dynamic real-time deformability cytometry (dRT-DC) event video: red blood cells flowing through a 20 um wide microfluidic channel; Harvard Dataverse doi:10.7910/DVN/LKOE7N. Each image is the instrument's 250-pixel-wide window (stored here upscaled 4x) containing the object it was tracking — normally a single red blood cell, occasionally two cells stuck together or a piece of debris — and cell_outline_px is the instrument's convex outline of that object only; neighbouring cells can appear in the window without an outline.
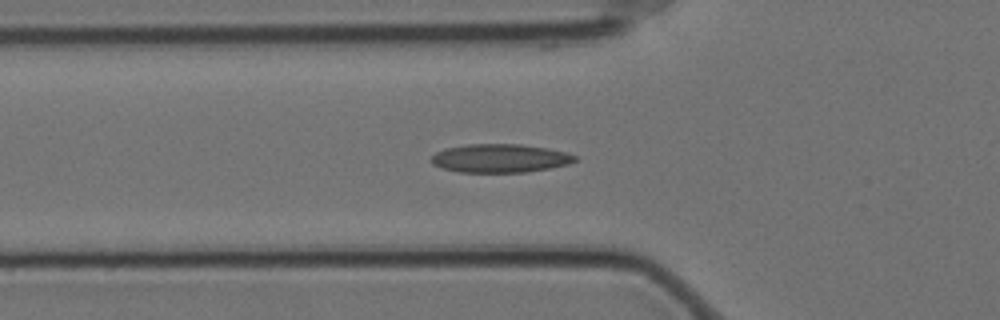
{"species": "Egyptian fruit bat (a non-hibernating species)", "species_latin": "Rousettus aegyptiacus", "temperature_condition": "cold", "stored_images_in_passage": 33, "camera_frame_rate_fps": 3000, "um_per_image_px": 0.085, "animal": {"sex": "female"}, "frame": {"image": 1, "passage_image": 2, "time_ms": 0.333, "image_size_px": [1000, 320], "cell_outline_px": [[576, 160], [568, 164], [552, 168], [528, 172], [460, 172], [440, 168], [432, 164], [432, 156], [436, 152], [444, 148], [468, 144], [520, 144], [548, 148], [568, 152], [576, 156]], "centroid_in_image_um": [42.51, 13.45], "position_along_channel_um": 83.3, "area_um2": 24.04}}
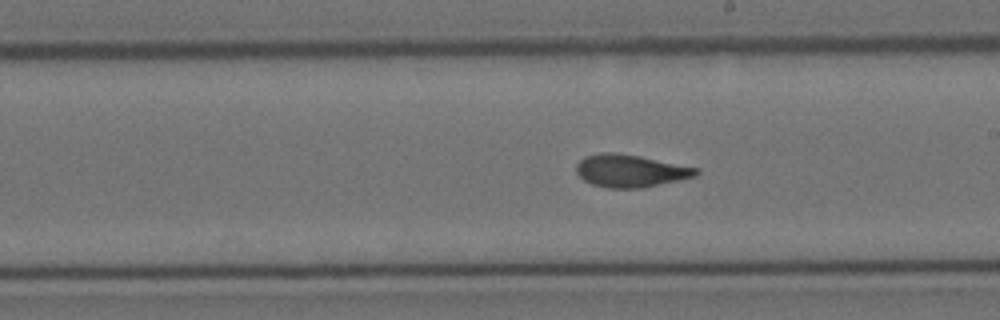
{"frame": {"image": 2, "passage_image": 15, "time_ms": 4.667, "image_size_px": [1000, 320], "cell_outline_px": [[700, 172], [696, 176], [644, 188], [608, 188], [592, 184], [584, 180], [576, 172], [576, 164], [584, 156], [600, 152], [612, 152], [640, 156], [700, 168]], "centroid_in_image_um": [53.59, 14.51], "position_along_channel_um": 235.4, "area_um2": 22.89}}
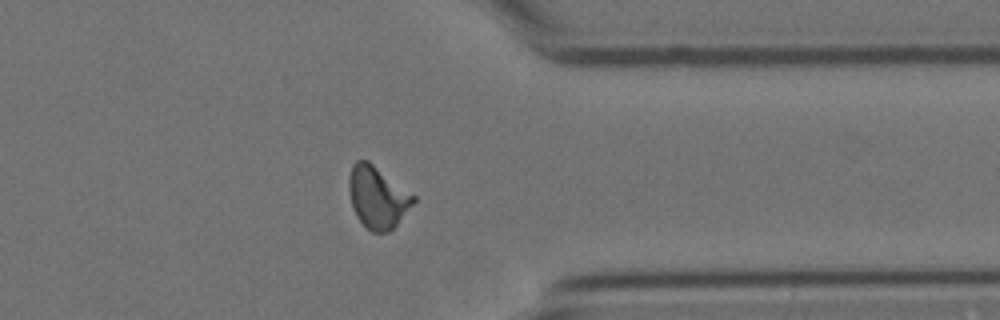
{"frame": {"image": 3, "passage_image": 28, "time_ms": 9.0, "image_size_px": [1000, 320], "cell_outline_px": [[416, 200], [396, 224], [388, 232], [372, 232], [356, 216], [352, 208], [348, 188], [348, 180], [352, 164], [356, 160], [368, 160], [416, 196]], "centroid_in_image_um": [32.06, 16.74], "position_along_channel_um": 379.3, "area_um2": 23.12}}